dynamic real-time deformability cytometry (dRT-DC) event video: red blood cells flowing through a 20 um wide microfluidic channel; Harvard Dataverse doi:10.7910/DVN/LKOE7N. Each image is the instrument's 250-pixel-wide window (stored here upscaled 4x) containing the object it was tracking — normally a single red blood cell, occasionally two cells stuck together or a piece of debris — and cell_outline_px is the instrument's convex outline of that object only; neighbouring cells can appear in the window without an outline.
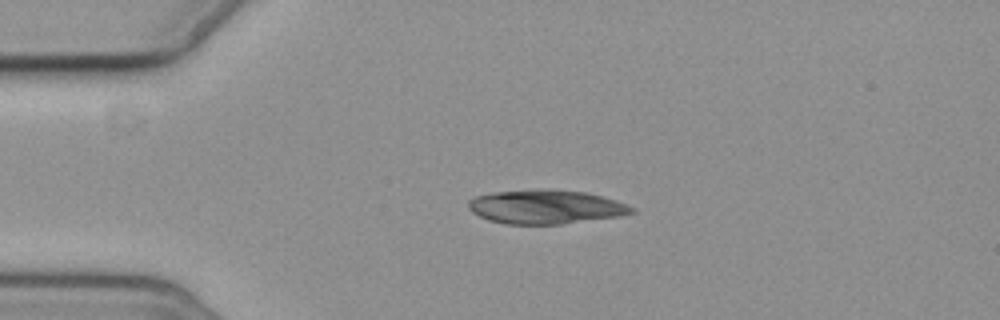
{"species": "common noctule bat (a hibernating species)", "species_latin": "Nyctalus noctula", "temperature_condition": "cold", "stored_images_in_passage": 3, "camera_frame_rate_fps": 3000, "um_per_image_px": 0.085, "animal": {"sex": "female", "body_mass_g": 19.3, "forearm_length_mm": 54.1}, "frame": {"image": 1, "passage_image": 3, "time_ms": 2.667, "image_size_px": [1000, 320], "cell_outline_px": [[636, 212], [620, 216], [560, 224], [504, 224], [488, 220], [472, 212], [468, 208], [468, 200], [476, 196], [496, 192], [588, 192], [604, 196], [616, 200], [636, 208]], "centroid_in_image_um": [46.43, 17.63], "position_along_channel_um": 38.6, "area_um2": 31.27}}